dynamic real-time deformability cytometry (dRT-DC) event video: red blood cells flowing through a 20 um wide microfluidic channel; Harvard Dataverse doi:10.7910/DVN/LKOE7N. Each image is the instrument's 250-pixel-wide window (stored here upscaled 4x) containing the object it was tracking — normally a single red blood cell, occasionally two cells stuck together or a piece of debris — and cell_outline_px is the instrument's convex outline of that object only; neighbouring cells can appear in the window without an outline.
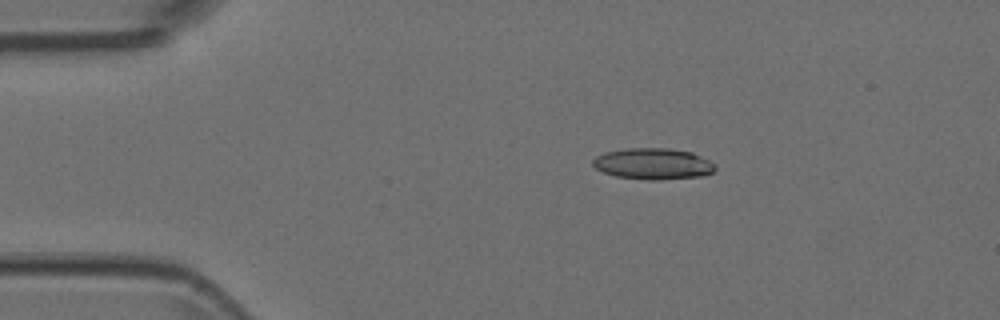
{"species": "Egyptian fruit bat (a non-hibernating species)", "species_latin": "Rousettus aegyptiacus", "temperature_condition": "room temperature", "stored_images_in_passage": 5, "camera_frame_rate_fps": 3000, "um_per_image_px": 0.085, "animal": {"sex": "female"}, "frame": {"image": 1, "passage_image": 1, "time_ms": 0.0, "image_size_px": [1000, 320], "cell_outline_px": [[716, 168], [712, 172], [704, 176], [660, 180], [648, 180], [616, 176], [604, 172], [596, 168], [592, 164], [592, 160], [596, 156], [604, 152], [628, 148], [668, 148], [692, 152], [716, 164]], "centroid_in_image_um": [55.52, 13.92], "position_along_channel_um": 29.5, "area_um2": 22.37}}
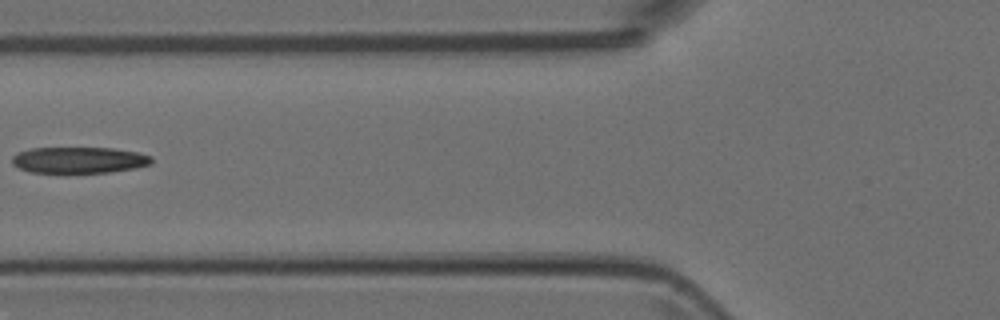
{"frame": {"image": 2, "passage_image": 4, "time_ms": 1.0, "image_size_px": [1000, 320], "cell_outline_px": [[152, 164], [136, 168], [108, 172], [28, 172], [12, 164], [12, 156], [16, 152], [32, 148], [112, 148], [136, 152], [152, 156]], "centroid_in_image_um": [6.71, 13.6], "position_along_channel_um": 119.1, "area_um2": 21.27}}
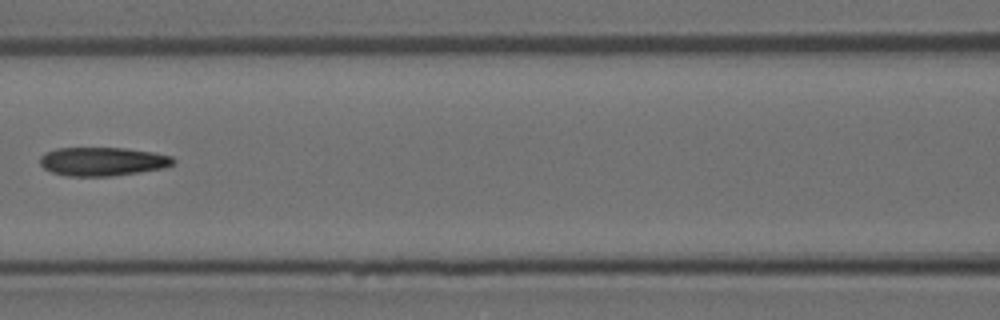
{"frame": {"image": 3, "passage_image": 5, "time_ms": 1.333, "image_size_px": [1000, 320], "cell_outline_px": [[176, 160], [172, 164], [164, 168], [140, 172], [112, 176], [68, 176], [52, 172], [44, 168], [40, 164], [40, 156], [44, 152], [56, 148], [128, 148], [152, 152], [172, 156]], "centroid_in_image_um": [8.71, 13.72], "position_along_channel_um": 157.9, "area_um2": 22.37}}